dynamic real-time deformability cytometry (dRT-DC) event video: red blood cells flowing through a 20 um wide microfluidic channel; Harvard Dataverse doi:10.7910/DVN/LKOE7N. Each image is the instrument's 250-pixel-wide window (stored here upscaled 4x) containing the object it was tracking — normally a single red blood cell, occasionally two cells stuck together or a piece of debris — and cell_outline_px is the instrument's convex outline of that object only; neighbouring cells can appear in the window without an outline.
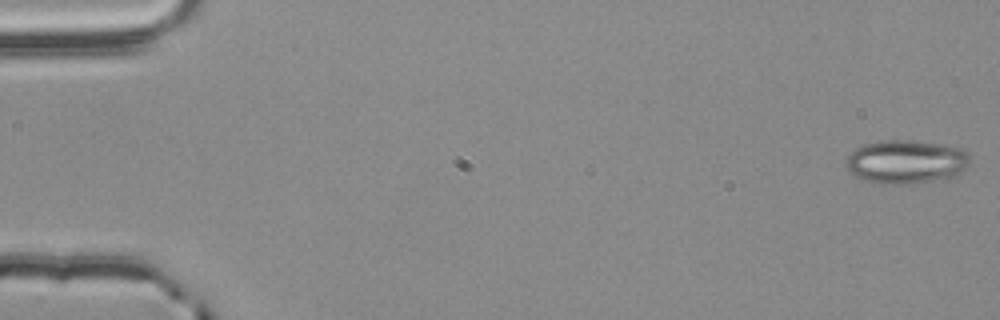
{"species": "common noctule bat (a hibernating species)", "species_latin": "Nyctalus noctula", "temperature_condition": "room temperature", "stored_images_in_passage": 56, "camera_frame_rate_fps": 3000, "um_per_image_px": 0.085, "animal": {"sex": "male", "body_mass_g": 20.4}, "frame": {"image": 1, "passage_image": 1, "time_ms": 0.0, "image_size_px": [1000, 320], "cell_outline_px": [[968, 164], [960, 172], [952, 176], [932, 180], [900, 184], [880, 184], [856, 176], [844, 164], [848, 156], [856, 148], [864, 144], [880, 140], [912, 140], [940, 144], [960, 148], [968, 156]], "centroid_in_image_um": [76.96, 13.73], "position_along_channel_um": 8.0, "area_um2": 30.87}}
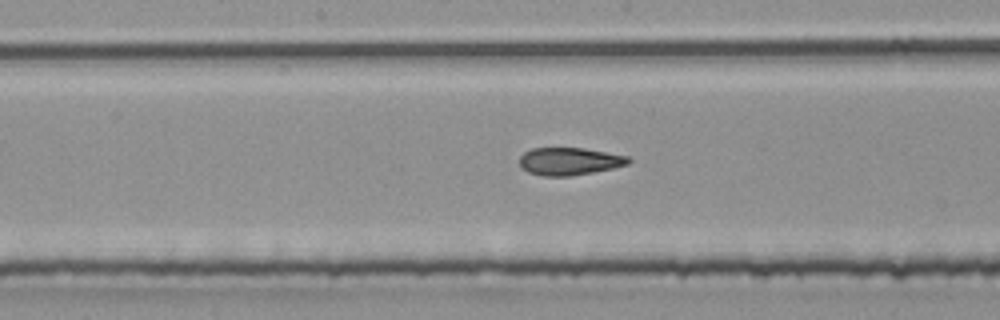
{"frame": {"image": 2, "passage_image": 29, "time_ms": 9.333, "image_size_px": [1000, 320], "cell_outline_px": [[632, 160], [628, 164], [612, 168], [592, 172], [568, 176], [544, 176], [528, 172], [520, 168], [520, 156], [524, 152], [532, 148], [584, 148], [628, 156]], "centroid_in_image_um": [48.38, 13.71], "position_along_channel_um": 199.8, "area_um2": 17.46}}
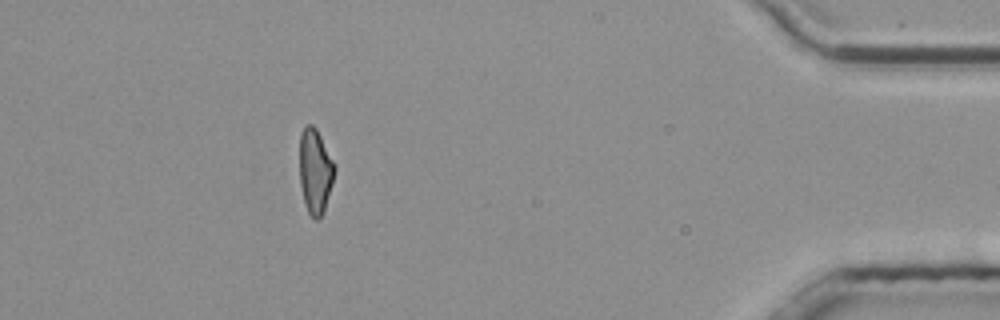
{"frame": {"image": 3, "passage_image": 50, "time_ms": 16.333, "image_size_px": [1000, 320], "cell_outline_px": [[336, 168], [332, 184], [324, 212], [316, 220], [308, 212], [304, 204], [300, 184], [300, 132], [304, 124], [312, 124], [316, 128], [336, 164]], "centroid_in_image_um": [26.79, 14.52], "position_along_channel_um": 408.4, "area_um2": 17.51}, "authors_computed_cell_mechanics": {"area_um2": 18.496, "velocity_mm_per_s": 3.7878, "shape_relaxation_time_tau1_ms": null, "shape_relaxation_time_tau2_ms": 2.3289, "deformation_change_tau1": null, "deformation_change_tau2": 0.0968}}